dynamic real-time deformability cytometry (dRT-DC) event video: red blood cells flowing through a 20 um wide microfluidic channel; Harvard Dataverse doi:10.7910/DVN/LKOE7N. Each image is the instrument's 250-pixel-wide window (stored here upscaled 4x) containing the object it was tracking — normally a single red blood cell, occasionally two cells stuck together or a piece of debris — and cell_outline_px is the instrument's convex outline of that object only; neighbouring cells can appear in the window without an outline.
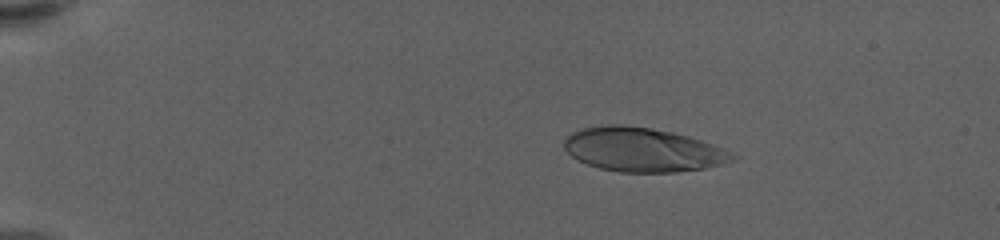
{"species": "human", "species_latin": "Homo sapiens", "temperature_condition": "warm", "stored_images_in_passage": 58, "camera_frame_rate_fps": 3000, "um_per_image_px": 0.085, "donor": {"sex": "female"}, "frame": {"image": 1, "passage_image": 11, "time_ms": 3.333, "image_size_px": [1000, 240], "cell_outline_px": [[740, 156], [724, 164], [704, 168], [676, 172], [620, 172], [600, 168], [576, 160], [564, 148], [564, 140], [572, 132], [584, 128], [612, 124], [620, 124], [648, 128], [672, 132], [688, 136], [736, 152]], "centroid_in_image_um": [54.67, 12.73], "position_along_channel_um": 30.3, "area_um2": 43.12}}
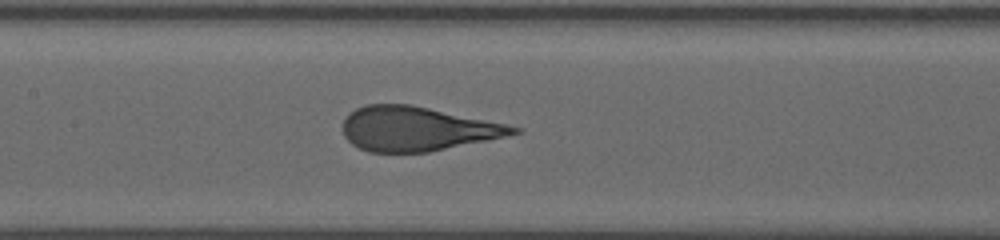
{"frame": {"image": 2, "passage_image": 30, "time_ms": 9.667, "image_size_px": [1000, 240], "cell_outline_px": [[520, 132], [504, 136], [428, 152], [368, 152], [352, 144], [344, 136], [344, 120], [356, 108], [368, 104], [412, 104], [504, 124], [520, 128]], "centroid_in_image_um": [35.39, 10.94], "position_along_channel_um": 172.0, "area_um2": 43.18}}
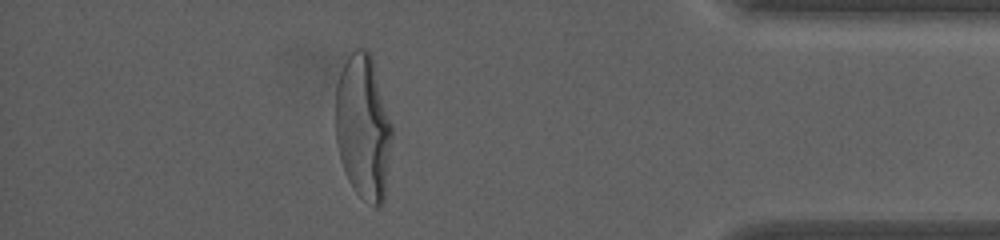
{"frame": {"image": 3, "passage_image": 52, "time_ms": 17.0, "image_size_px": [1000, 240], "cell_outline_px": [[392, 136], [384, 200], [380, 208], [376, 208], [364, 200], [352, 188], [344, 172], [340, 160], [336, 140], [336, 84], [340, 72], [348, 56], [356, 48], [364, 48], [372, 56], [392, 124]], "centroid_in_image_um": [30.87, 10.83], "position_along_channel_um": 404.3, "area_um2": 47.92}, "authors_computed_cell_mechanics": {"area_um2": 44.3615, "velocity_mm_per_s": 3.6043, "shape_relaxation_time_tau1_ms": 4.8676, "shape_relaxation_time_tau2_ms": null, "deformation_change_tau1": 0.2539, "deformation_change_tau2": null}}